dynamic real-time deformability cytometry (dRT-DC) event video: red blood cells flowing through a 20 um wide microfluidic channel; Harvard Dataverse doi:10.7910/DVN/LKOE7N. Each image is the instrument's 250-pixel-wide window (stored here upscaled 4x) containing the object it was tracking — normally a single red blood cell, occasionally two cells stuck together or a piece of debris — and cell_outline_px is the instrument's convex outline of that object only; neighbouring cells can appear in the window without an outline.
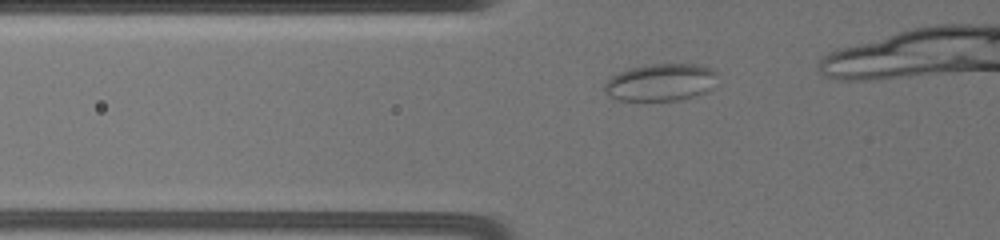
{"species": "common noctule bat (a hibernating species)", "species_latin": "Nyctalus noctula", "temperature_condition": "warm", "stored_images_in_passage": 5, "camera_frame_rate_fps": 3000, "um_per_image_px": 0.085, "animal": {"sex": "female", "body_mass_g": 19.5, "forearm_length_mm": 54.1}, "frame": {"image": 1, "passage_image": 2, "time_ms": 0.667, "image_size_px": [1000, 240], "cell_outline_px": [[716, 72], [712, 88], [704, 92], [692, 96], [676, 100], [616, 100], [608, 96], [604, 92], [604, 84], [612, 76], [620, 72], [632, 68], [652, 64], [696, 64], [712, 68]], "centroid_in_image_um": [56.13, 7.0], "position_along_channel_um": 69.7, "area_um2": 24.22}}
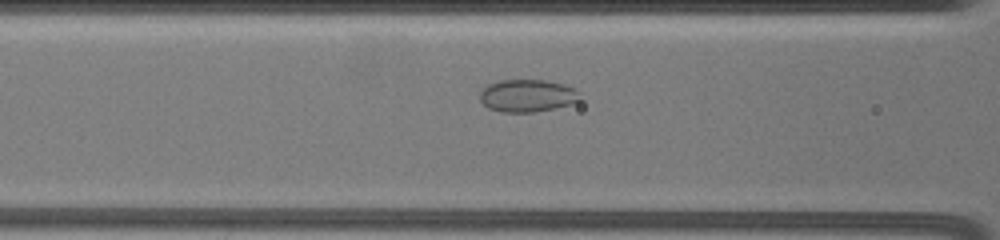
{"frame": {"image": 2, "passage_image": 4, "time_ms": 2.333, "image_size_px": [1000, 240], "cell_outline_px": [[580, 100], [572, 104], [556, 108], [532, 112], [500, 112], [488, 108], [480, 100], [480, 92], [488, 84], [500, 80], [544, 80], [564, 84], [576, 88], [580, 92]], "centroid_in_image_um": [44.86, 8.13], "position_along_channel_um": 121.7, "area_um2": 19.13}}